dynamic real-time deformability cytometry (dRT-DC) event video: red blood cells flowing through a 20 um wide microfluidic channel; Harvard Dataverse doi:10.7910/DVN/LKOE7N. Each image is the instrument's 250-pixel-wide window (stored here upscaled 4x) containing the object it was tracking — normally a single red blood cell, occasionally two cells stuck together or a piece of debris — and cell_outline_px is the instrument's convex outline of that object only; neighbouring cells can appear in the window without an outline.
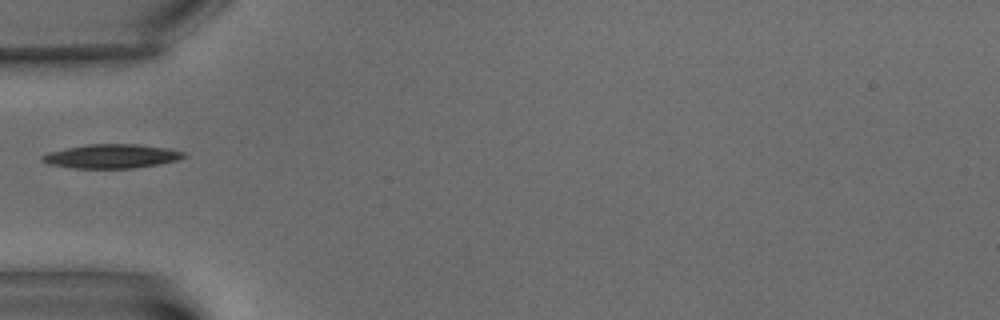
{"species": "common noctule bat (a hibernating species)", "species_latin": "Nyctalus noctula", "temperature_condition": "warm", "stored_images_in_passage": 4, "camera_frame_rate_fps": 3000, "um_per_image_px": 0.085, "animal": {"sex": "male", "body_mass_g": 15.6}, "frame": {"image": 1, "passage_image": 1, "time_ms": 0.0, "image_size_px": [1000, 320], "cell_outline_px": [[184, 156], [176, 160], [160, 164], [132, 168], [72, 168], [48, 164], [40, 160], [40, 156], [48, 152], [88, 144], [136, 144], [168, 148], [184, 152]], "centroid_in_image_um": [9.44, 13.28], "position_along_channel_um": 75.6, "area_um2": 19.71}}
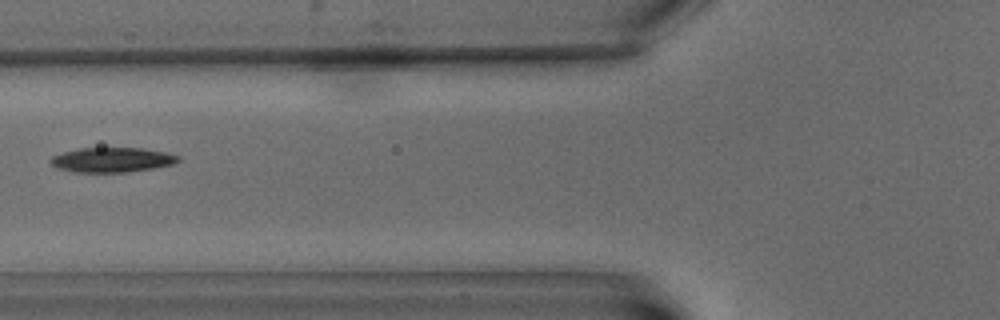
{"frame": {"image": 2, "passage_image": 2, "time_ms": 1.333, "image_size_px": [1000, 320], "cell_outline_px": [[180, 160], [172, 164], [152, 168], [124, 172], [76, 172], [60, 168], [52, 164], [52, 156], [64, 152], [80, 148], [144, 148], [164, 152], [180, 156]], "centroid_in_image_um": [9.56, 13.58], "position_along_channel_um": 116.2, "area_um2": 18.03}}